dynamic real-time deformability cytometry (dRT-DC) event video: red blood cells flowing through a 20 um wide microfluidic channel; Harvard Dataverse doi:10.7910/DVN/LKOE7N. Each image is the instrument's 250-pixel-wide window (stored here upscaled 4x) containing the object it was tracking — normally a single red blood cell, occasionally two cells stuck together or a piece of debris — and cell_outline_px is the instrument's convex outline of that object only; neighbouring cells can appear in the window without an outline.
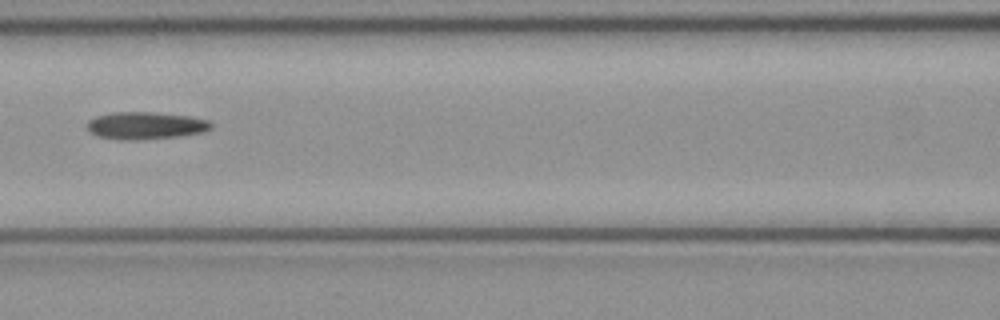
{"species": "common noctule bat (a hibernating species)", "species_latin": "Nyctalus noctula", "temperature_condition": "cold", "stored_images_in_passage": 7, "camera_frame_rate_fps": 3000, "um_per_image_px": 0.085, "animal": {"sex": "female", "body_mass_g": 21.9}, "frame": {"image": 1, "passage_image": 7, "time_ms": 2.0, "image_size_px": [1000, 320], "cell_outline_px": [[212, 128], [204, 132], [180, 136], [144, 140], [120, 140], [96, 136], [88, 132], [88, 120], [96, 116], [112, 112], [152, 112], [188, 116], [208, 120], [212, 124]], "centroid_in_image_um": [12.35, 10.68], "position_along_channel_um": 154.2, "area_um2": 20.0}}